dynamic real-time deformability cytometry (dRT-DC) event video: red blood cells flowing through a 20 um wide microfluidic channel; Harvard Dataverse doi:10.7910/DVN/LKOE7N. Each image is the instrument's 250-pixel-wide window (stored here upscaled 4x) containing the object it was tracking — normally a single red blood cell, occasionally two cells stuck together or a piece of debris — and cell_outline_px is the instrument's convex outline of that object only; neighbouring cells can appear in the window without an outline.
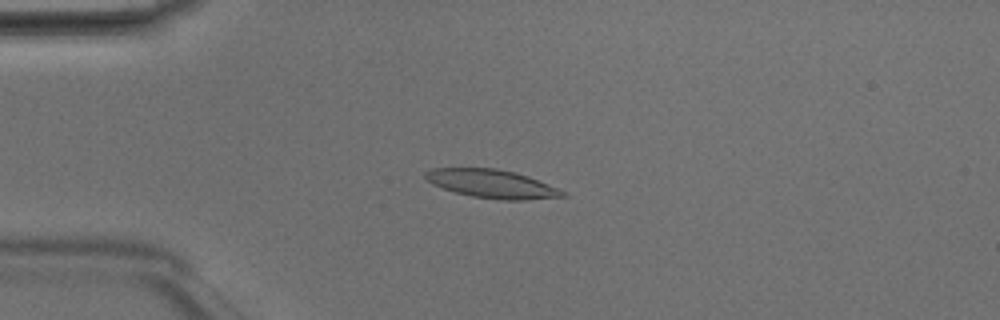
{"species": "Egyptian fruit bat (a non-hibernating species)", "species_latin": "Rousettus aegyptiacus", "temperature_condition": "room temperature", "stored_images_in_passage": 43, "camera_frame_rate_fps": 3000, "um_per_image_px": 0.085, "animal": {"sex": "male"}, "frame": {"image": 1, "passage_image": 7, "time_ms": 2.0, "image_size_px": [1000, 320], "cell_outline_px": [[568, 196], [524, 200], [500, 200], [472, 196], [456, 192], [432, 184], [424, 176], [424, 172], [432, 168], [496, 168], [516, 172], [528, 176], [568, 192]], "centroid_in_image_um": [41.85, 15.62], "position_along_channel_um": 43.2, "area_um2": 22.77}}
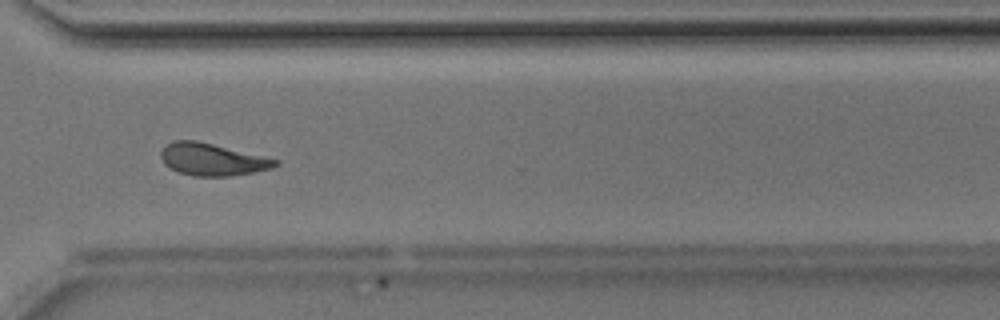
{"frame": {"image": 2, "passage_image": 31, "time_ms": 10.0, "image_size_px": [1000, 320], "cell_outline_px": [[280, 164], [272, 168], [252, 172], [228, 176], [192, 176], [180, 172], [164, 164], [160, 156], [160, 152], [168, 144], [176, 140], [196, 140], [280, 160]], "centroid_in_image_um": [18.05, 13.55], "position_along_channel_um": 352.5, "area_um2": 21.21}}
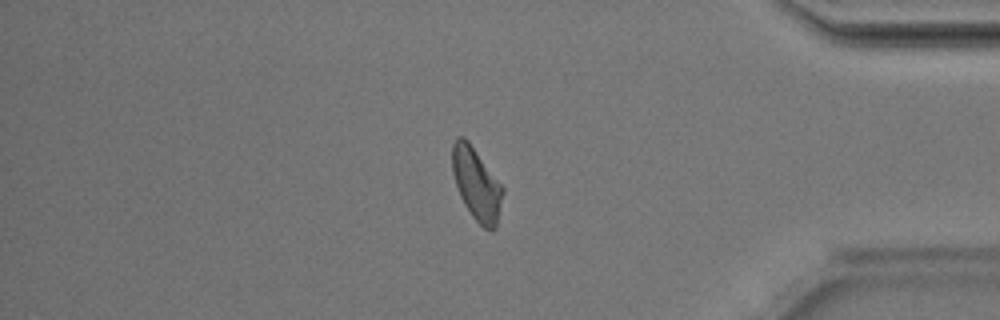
{"frame": {"image": 3, "passage_image": 36, "time_ms": 11.667, "image_size_px": [1000, 320], "cell_outline_px": [[504, 192], [496, 228], [492, 232], [484, 228], [472, 216], [464, 204], [460, 196], [452, 172], [452, 144], [456, 136], [464, 136], [468, 140], [504, 188]], "centroid_in_image_um": [40.5, 15.64], "position_along_channel_um": 394.7, "area_um2": 21.33}, "authors_computed_cell_mechanics": {"area_um2": 21.675, "velocity_mm_per_s": 4.1625, "shape_relaxation_time_tau1_ms": 3.654, "shape_relaxation_time_tau2_ms": 2.4544, "deformation_change_tau1": 0.1527, "deformation_change_tau2": 0.0982}}